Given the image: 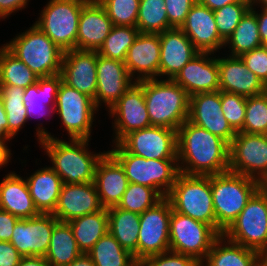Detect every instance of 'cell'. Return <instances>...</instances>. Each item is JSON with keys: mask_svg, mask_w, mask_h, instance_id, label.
I'll use <instances>...</instances> for the list:
<instances>
[{"mask_svg": "<svg viewBox=\"0 0 267 266\" xmlns=\"http://www.w3.org/2000/svg\"><path fill=\"white\" fill-rule=\"evenodd\" d=\"M180 29L199 52L216 54L225 46V41L217 31L213 11L199 1L191 7Z\"/></svg>", "mask_w": 267, "mask_h": 266, "instance_id": "21", "label": "cell"}, {"mask_svg": "<svg viewBox=\"0 0 267 266\" xmlns=\"http://www.w3.org/2000/svg\"><path fill=\"white\" fill-rule=\"evenodd\" d=\"M23 256L8 241H0V266H18Z\"/></svg>", "mask_w": 267, "mask_h": 266, "instance_id": "49", "label": "cell"}, {"mask_svg": "<svg viewBox=\"0 0 267 266\" xmlns=\"http://www.w3.org/2000/svg\"><path fill=\"white\" fill-rule=\"evenodd\" d=\"M240 132L267 135V90L246 97L244 125Z\"/></svg>", "mask_w": 267, "mask_h": 266, "instance_id": "42", "label": "cell"}, {"mask_svg": "<svg viewBox=\"0 0 267 266\" xmlns=\"http://www.w3.org/2000/svg\"><path fill=\"white\" fill-rule=\"evenodd\" d=\"M30 0H0V20L8 18L12 13L27 8Z\"/></svg>", "mask_w": 267, "mask_h": 266, "instance_id": "51", "label": "cell"}, {"mask_svg": "<svg viewBox=\"0 0 267 266\" xmlns=\"http://www.w3.org/2000/svg\"><path fill=\"white\" fill-rule=\"evenodd\" d=\"M108 152L121 164L129 183L155 189L163 198L167 196L178 176L177 159H145L126 152L118 143Z\"/></svg>", "mask_w": 267, "mask_h": 266, "instance_id": "7", "label": "cell"}, {"mask_svg": "<svg viewBox=\"0 0 267 266\" xmlns=\"http://www.w3.org/2000/svg\"><path fill=\"white\" fill-rule=\"evenodd\" d=\"M139 264L140 266H201L194 257L171 250L147 257Z\"/></svg>", "mask_w": 267, "mask_h": 266, "instance_id": "46", "label": "cell"}, {"mask_svg": "<svg viewBox=\"0 0 267 266\" xmlns=\"http://www.w3.org/2000/svg\"><path fill=\"white\" fill-rule=\"evenodd\" d=\"M220 97L224 117L235 132H240L244 125L246 97L224 91H220Z\"/></svg>", "mask_w": 267, "mask_h": 266, "instance_id": "45", "label": "cell"}, {"mask_svg": "<svg viewBox=\"0 0 267 266\" xmlns=\"http://www.w3.org/2000/svg\"><path fill=\"white\" fill-rule=\"evenodd\" d=\"M250 7L251 2H237L213 11L217 31L224 41L233 34L240 20Z\"/></svg>", "mask_w": 267, "mask_h": 266, "instance_id": "43", "label": "cell"}, {"mask_svg": "<svg viewBox=\"0 0 267 266\" xmlns=\"http://www.w3.org/2000/svg\"><path fill=\"white\" fill-rule=\"evenodd\" d=\"M251 6H259L267 9V0H251Z\"/></svg>", "mask_w": 267, "mask_h": 266, "instance_id": "59", "label": "cell"}, {"mask_svg": "<svg viewBox=\"0 0 267 266\" xmlns=\"http://www.w3.org/2000/svg\"><path fill=\"white\" fill-rule=\"evenodd\" d=\"M259 189L267 196V176L259 182Z\"/></svg>", "mask_w": 267, "mask_h": 266, "instance_id": "60", "label": "cell"}, {"mask_svg": "<svg viewBox=\"0 0 267 266\" xmlns=\"http://www.w3.org/2000/svg\"><path fill=\"white\" fill-rule=\"evenodd\" d=\"M68 223L79 250L87 254L108 233V212L103 208L98 212L74 218Z\"/></svg>", "mask_w": 267, "mask_h": 266, "instance_id": "33", "label": "cell"}, {"mask_svg": "<svg viewBox=\"0 0 267 266\" xmlns=\"http://www.w3.org/2000/svg\"><path fill=\"white\" fill-rule=\"evenodd\" d=\"M95 266H137L134 255L108 232L87 253Z\"/></svg>", "mask_w": 267, "mask_h": 266, "instance_id": "36", "label": "cell"}, {"mask_svg": "<svg viewBox=\"0 0 267 266\" xmlns=\"http://www.w3.org/2000/svg\"><path fill=\"white\" fill-rule=\"evenodd\" d=\"M124 63L135 82L159 78V34L139 33L129 47Z\"/></svg>", "mask_w": 267, "mask_h": 266, "instance_id": "22", "label": "cell"}, {"mask_svg": "<svg viewBox=\"0 0 267 266\" xmlns=\"http://www.w3.org/2000/svg\"><path fill=\"white\" fill-rule=\"evenodd\" d=\"M162 199L163 197L151 187L129 183L117 207L141 214L155 206Z\"/></svg>", "mask_w": 267, "mask_h": 266, "instance_id": "41", "label": "cell"}, {"mask_svg": "<svg viewBox=\"0 0 267 266\" xmlns=\"http://www.w3.org/2000/svg\"><path fill=\"white\" fill-rule=\"evenodd\" d=\"M62 81L61 74L39 77L36 84L24 90L23 104L27 110V121L47 115L53 117L51 114H55L56 98Z\"/></svg>", "mask_w": 267, "mask_h": 266, "instance_id": "29", "label": "cell"}, {"mask_svg": "<svg viewBox=\"0 0 267 266\" xmlns=\"http://www.w3.org/2000/svg\"><path fill=\"white\" fill-rule=\"evenodd\" d=\"M159 36V79H173L199 51L180 28L167 29Z\"/></svg>", "mask_w": 267, "mask_h": 266, "instance_id": "24", "label": "cell"}, {"mask_svg": "<svg viewBox=\"0 0 267 266\" xmlns=\"http://www.w3.org/2000/svg\"><path fill=\"white\" fill-rule=\"evenodd\" d=\"M24 88L0 86V97L8 120V133L14 138L24 128L27 121V110L23 104Z\"/></svg>", "mask_w": 267, "mask_h": 266, "instance_id": "39", "label": "cell"}, {"mask_svg": "<svg viewBox=\"0 0 267 266\" xmlns=\"http://www.w3.org/2000/svg\"><path fill=\"white\" fill-rule=\"evenodd\" d=\"M32 25L3 45L38 77L60 74L64 51L37 25Z\"/></svg>", "mask_w": 267, "mask_h": 266, "instance_id": "5", "label": "cell"}, {"mask_svg": "<svg viewBox=\"0 0 267 266\" xmlns=\"http://www.w3.org/2000/svg\"><path fill=\"white\" fill-rule=\"evenodd\" d=\"M108 111L114 118L113 144L118 143L128 133L151 126L145 105L143 88L135 82Z\"/></svg>", "mask_w": 267, "mask_h": 266, "instance_id": "15", "label": "cell"}, {"mask_svg": "<svg viewBox=\"0 0 267 266\" xmlns=\"http://www.w3.org/2000/svg\"><path fill=\"white\" fill-rule=\"evenodd\" d=\"M250 9L256 14L262 45L267 46V9L261 7L260 10L256 11V6H251Z\"/></svg>", "mask_w": 267, "mask_h": 266, "instance_id": "52", "label": "cell"}, {"mask_svg": "<svg viewBox=\"0 0 267 266\" xmlns=\"http://www.w3.org/2000/svg\"><path fill=\"white\" fill-rule=\"evenodd\" d=\"M118 144L126 151L145 159H177V131L150 126L125 135Z\"/></svg>", "mask_w": 267, "mask_h": 266, "instance_id": "14", "label": "cell"}, {"mask_svg": "<svg viewBox=\"0 0 267 266\" xmlns=\"http://www.w3.org/2000/svg\"><path fill=\"white\" fill-rule=\"evenodd\" d=\"M18 266H50L43 256L22 257Z\"/></svg>", "mask_w": 267, "mask_h": 266, "instance_id": "55", "label": "cell"}, {"mask_svg": "<svg viewBox=\"0 0 267 266\" xmlns=\"http://www.w3.org/2000/svg\"><path fill=\"white\" fill-rule=\"evenodd\" d=\"M139 33L137 27L113 25L97 52L104 57L125 62L128 49Z\"/></svg>", "mask_w": 267, "mask_h": 266, "instance_id": "40", "label": "cell"}, {"mask_svg": "<svg viewBox=\"0 0 267 266\" xmlns=\"http://www.w3.org/2000/svg\"><path fill=\"white\" fill-rule=\"evenodd\" d=\"M229 171L259 182L267 176V135L236 132L229 149Z\"/></svg>", "mask_w": 267, "mask_h": 266, "instance_id": "13", "label": "cell"}, {"mask_svg": "<svg viewBox=\"0 0 267 266\" xmlns=\"http://www.w3.org/2000/svg\"><path fill=\"white\" fill-rule=\"evenodd\" d=\"M67 266H95V264L93 263L91 257L88 254L82 253L79 257H77Z\"/></svg>", "mask_w": 267, "mask_h": 266, "instance_id": "57", "label": "cell"}, {"mask_svg": "<svg viewBox=\"0 0 267 266\" xmlns=\"http://www.w3.org/2000/svg\"><path fill=\"white\" fill-rule=\"evenodd\" d=\"M216 55L211 52L197 53L173 78L189 97L198 93L220 90Z\"/></svg>", "mask_w": 267, "mask_h": 266, "instance_id": "19", "label": "cell"}, {"mask_svg": "<svg viewBox=\"0 0 267 266\" xmlns=\"http://www.w3.org/2000/svg\"><path fill=\"white\" fill-rule=\"evenodd\" d=\"M58 222L53 214H43L27 219H19L11 236V244L23 256L45 257Z\"/></svg>", "mask_w": 267, "mask_h": 266, "instance_id": "16", "label": "cell"}, {"mask_svg": "<svg viewBox=\"0 0 267 266\" xmlns=\"http://www.w3.org/2000/svg\"><path fill=\"white\" fill-rule=\"evenodd\" d=\"M81 254L69 223L58 221L53 228L46 261L50 266H67Z\"/></svg>", "mask_w": 267, "mask_h": 266, "instance_id": "34", "label": "cell"}, {"mask_svg": "<svg viewBox=\"0 0 267 266\" xmlns=\"http://www.w3.org/2000/svg\"><path fill=\"white\" fill-rule=\"evenodd\" d=\"M1 181L0 209L19 219H27L40 214L30 195L25 177L16 174L15 171H10Z\"/></svg>", "mask_w": 267, "mask_h": 266, "instance_id": "28", "label": "cell"}, {"mask_svg": "<svg viewBox=\"0 0 267 266\" xmlns=\"http://www.w3.org/2000/svg\"><path fill=\"white\" fill-rule=\"evenodd\" d=\"M258 266H267V246L258 252Z\"/></svg>", "mask_w": 267, "mask_h": 266, "instance_id": "58", "label": "cell"}, {"mask_svg": "<svg viewBox=\"0 0 267 266\" xmlns=\"http://www.w3.org/2000/svg\"><path fill=\"white\" fill-rule=\"evenodd\" d=\"M172 206L164 197L155 206L140 214L137 262L170 250L169 227Z\"/></svg>", "mask_w": 267, "mask_h": 266, "instance_id": "12", "label": "cell"}, {"mask_svg": "<svg viewBox=\"0 0 267 266\" xmlns=\"http://www.w3.org/2000/svg\"><path fill=\"white\" fill-rule=\"evenodd\" d=\"M108 232L131 252L137 261L138 233L140 229V214L120 209L117 206L107 209Z\"/></svg>", "mask_w": 267, "mask_h": 266, "instance_id": "32", "label": "cell"}, {"mask_svg": "<svg viewBox=\"0 0 267 266\" xmlns=\"http://www.w3.org/2000/svg\"><path fill=\"white\" fill-rule=\"evenodd\" d=\"M102 209L94 182L63 183L53 215L58 221L69 222L74 218L98 212Z\"/></svg>", "mask_w": 267, "mask_h": 266, "instance_id": "23", "label": "cell"}, {"mask_svg": "<svg viewBox=\"0 0 267 266\" xmlns=\"http://www.w3.org/2000/svg\"><path fill=\"white\" fill-rule=\"evenodd\" d=\"M36 137L40 148L44 150L52 163L50 166L63 183L81 184L94 182L97 163L107 152H91L88 139H59L43 127L36 124ZM40 125V126H39Z\"/></svg>", "mask_w": 267, "mask_h": 266, "instance_id": "2", "label": "cell"}, {"mask_svg": "<svg viewBox=\"0 0 267 266\" xmlns=\"http://www.w3.org/2000/svg\"><path fill=\"white\" fill-rule=\"evenodd\" d=\"M94 183L102 207L108 209L120 203L129 181L121 164L107 151L97 163Z\"/></svg>", "mask_w": 267, "mask_h": 266, "instance_id": "27", "label": "cell"}, {"mask_svg": "<svg viewBox=\"0 0 267 266\" xmlns=\"http://www.w3.org/2000/svg\"><path fill=\"white\" fill-rule=\"evenodd\" d=\"M98 111L91 97L61 82L55 114L60 118L69 139L91 140V129Z\"/></svg>", "mask_w": 267, "mask_h": 266, "instance_id": "9", "label": "cell"}, {"mask_svg": "<svg viewBox=\"0 0 267 266\" xmlns=\"http://www.w3.org/2000/svg\"><path fill=\"white\" fill-rule=\"evenodd\" d=\"M113 24L98 0H88L82 7L76 39L77 50L98 51Z\"/></svg>", "mask_w": 267, "mask_h": 266, "instance_id": "25", "label": "cell"}, {"mask_svg": "<svg viewBox=\"0 0 267 266\" xmlns=\"http://www.w3.org/2000/svg\"><path fill=\"white\" fill-rule=\"evenodd\" d=\"M88 0H49L37 25L64 52L76 49L80 13Z\"/></svg>", "mask_w": 267, "mask_h": 266, "instance_id": "8", "label": "cell"}, {"mask_svg": "<svg viewBox=\"0 0 267 266\" xmlns=\"http://www.w3.org/2000/svg\"><path fill=\"white\" fill-rule=\"evenodd\" d=\"M188 121L220 137L229 145L236 135L222 112L220 90L190 96Z\"/></svg>", "mask_w": 267, "mask_h": 266, "instance_id": "17", "label": "cell"}, {"mask_svg": "<svg viewBox=\"0 0 267 266\" xmlns=\"http://www.w3.org/2000/svg\"><path fill=\"white\" fill-rule=\"evenodd\" d=\"M239 57L246 67L267 87V46L262 45Z\"/></svg>", "mask_w": 267, "mask_h": 266, "instance_id": "47", "label": "cell"}, {"mask_svg": "<svg viewBox=\"0 0 267 266\" xmlns=\"http://www.w3.org/2000/svg\"><path fill=\"white\" fill-rule=\"evenodd\" d=\"M134 83L124 62L104 57L97 52V89L94 103L98 110L103 105L106 109H111Z\"/></svg>", "mask_w": 267, "mask_h": 266, "instance_id": "18", "label": "cell"}, {"mask_svg": "<svg viewBox=\"0 0 267 266\" xmlns=\"http://www.w3.org/2000/svg\"><path fill=\"white\" fill-rule=\"evenodd\" d=\"M136 27L140 33L151 34L173 28L168 22L164 0H140Z\"/></svg>", "mask_w": 267, "mask_h": 266, "instance_id": "38", "label": "cell"}, {"mask_svg": "<svg viewBox=\"0 0 267 266\" xmlns=\"http://www.w3.org/2000/svg\"><path fill=\"white\" fill-rule=\"evenodd\" d=\"M230 145L206 129L186 120L177 130L179 172L210 176L229 171Z\"/></svg>", "mask_w": 267, "mask_h": 266, "instance_id": "1", "label": "cell"}, {"mask_svg": "<svg viewBox=\"0 0 267 266\" xmlns=\"http://www.w3.org/2000/svg\"><path fill=\"white\" fill-rule=\"evenodd\" d=\"M13 137L8 133V120L4 109V102L0 97V142L8 143Z\"/></svg>", "mask_w": 267, "mask_h": 266, "instance_id": "53", "label": "cell"}, {"mask_svg": "<svg viewBox=\"0 0 267 266\" xmlns=\"http://www.w3.org/2000/svg\"><path fill=\"white\" fill-rule=\"evenodd\" d=\"M35 207L39 213L53 214L56 209L62 180L50 167H41L25 177Z\"/></svg>", "mask_w": 267, "mask_h": 266, "instance_id": "30", "label": "cell"}, {"mask_svg": "<svg viewBox=\"0 0 267 266\" xmlns=\"http://www.w3.org/2000/svg\"><path fill=\"white\" fill-rule=\"evenodd\" d=\"M142 88L151 126L178 130L188 120L189 95L173 79H147Z\"/></svg>", "mask_w": 267, "mask_h": 266, "instance_id": "3", "label": "cell"}, {"mask_svg": "<svg viewBox=\"0 0 267 266\" xmlns=\"http://www.w3.org/2000/svg\"><path fill=\"white\" fill-rule=\"evenodd\" d=\"M198 0H164L169 24L174 28H180L185 22L191 7Z\"/></svg>", "mask_w": 267, "mask_h": 266, "instance_id": "48", "label": "cell"}, {"mask_svg": "<svg viewBox=\"0 0 267 266\" xmlns=\"http://www.w3.org/2000/svg\"><path fill=\"white\" fill-rule=\"evenodd\" d=\"M115 26L136 27L140 0H98Z\"/></svg>", "mask_w": 267, "mask_h": 266, "instance_id": "44", "label": "cell"}, {"mask_svg": "<svg viewBox=\"0 0 267 266\" xmlns=\"http://www.w3.org/2000/svg\"><path fill=\"white\" fill-rule=\"evenodd\" d=\"M201 4L208 7L210 10L215 11L225 5L237 2H251V0H198Z\"/></svg>", "mask_w": 267, "mask_h": 266, "instance_id": "54", "label": "cell"}, {"mask_svg": "<svg viewBox=\"0 0 267 266\" xmlns=\"http://www.w3.org/2000/svg\"><path fill=\"white\" fill-rule=\"evenodd\" d=\"M60 74L65 84L94 100L97 89V51H65Z\"/></svg>", "mask_w": 267, "mask_h": 266, "instance_id": "20", "label": "cell"}, {"mask_svg": "<svg viewBox=\"0 0 267 266\" xmlns=\"http://www.w3.org/2000/svg\"><path fill=\"white\" fill-rule=\"evenodd\" d=\"M260 46H262V42L259 36L256 14L249 9L240 20L233 34L225 41L224 49L229 48L227 55L239 57Z\"/></svg>", "mask_w": 267, "mask_h": 266, "instance_id": "35", "label": "cell"}, {"mask_svg": "<svg viewBox=\"0 0 267 266\" xmlns=\"http://www.w3.org/2000/svg\"><path fill=\"white\" fill-rule=\"evenodd\" d=\"M223 235L257 252L267 246V196L260 189L252 195Z\"/></svg>", "mask_w": 267, "mask_h": 266, "instance_id": "11", "label": "cell"}, {"mask_svg": "<svg viewBox=\"0 0 267 266\" xmlns=\"http://www.w3.org/2000/svg\"><path fill=\"white\" fill-rule=\"evenodd\" d=\"M220 91L245 97L261 94L267 87L249 70L240 57H217Z\"/></svg>", "mask_w": 267, "mask_h": 266, "instance_id": "26", "label": "cell"}, {"mask_svg": "<svg viewBox=\"0 0 267 266\" xmlns=\"http://www.w3.org/2000/svg\"><path fill=\"white\" fill-rule=\"evenodd\" d=\"M18 220V217L0 209V241L10 242L12 232Z\"/></svg>", "mask_w": 267, "mask_h": 266, "instance_id": "50", "label": "cell"}, {"mask_svg": "<svg viewBox=\"0 0 267 266\" xmlns=\"http://www.w3.org/2000/svg\"><path fill=\"white\" fill-rule=\"evenodd\" d=\"M219 236L210 225L172 210L169 227L171 251L192 256L201 263Z\"/></svg>", "mask_w": 267, "mask_h": 266, "instance_id": "10", "label": "cell"}, {"mask_svg": "<svg viewBox=\"0 0 267 266\" xmlns=\"http://www.w3.org/2000/svg\"><path fill=\"white\" fill-rule=\"evenodd\" d=\"M201 266H258V252L232 242L222 234L214 241Z\"/></svg>", "mask_w": 267, "mask_h": 266, "instance_id": "31", "label": "cell"}, {"mask_svg": "<svg viewBox=\"0 0 267 266\" xmlns=\"http://www.w3.org/2000/svg\"><path fill=\"white\" fill-rule=\"evenodd\" d=\"M217 225L225 231L259 189V181L230 171L211 175Z\"/></svg>", "mask_w": 267, "mask_h": 266, "instance_id": "6", "label": "cell"}, {"mask_svg": "<svg viewBox=\"0 0 267 266\" xmlns=\"http://www.w3.org/2000/svg\"><path fill=\"white\" fill-rule=\"evenodd\" d=\"M7 145L8 143L0 142V169L8 166L7 164L12 160V153Z\"/></svg>", "mask_w": 267, "mask_h": 266, "instance_id": "56", "label": "cell"}, {"mask_svg": "<svg viewBox=\"0 0 267 266\" xmlns=\"http://www.w3.org/2000/svg\"><path fill=\"white\" fill-rule=\"evenodd\" d=\"M166 198L172 210L213 227L220 235L212 201L211 175H186L179 173Z\"/></svg>", "mask_w": 267, "mask_h": 266, "instance_id": "4", "label": "cell"}, {"mask_svg": "<svg viewBox=\"0 0 267 266\" xmlns=\"http://www.w3.org/2000/svg\"><path fill=\"white\" fill-rule=\"evenodd\" d=\"M38 76L4 45L0 47V86L26 89L37 83Z\"/></svg>", "mask_w": 267, "mask_h": 266, "instance_id": "37", "label": "cell"}]
</instances>
